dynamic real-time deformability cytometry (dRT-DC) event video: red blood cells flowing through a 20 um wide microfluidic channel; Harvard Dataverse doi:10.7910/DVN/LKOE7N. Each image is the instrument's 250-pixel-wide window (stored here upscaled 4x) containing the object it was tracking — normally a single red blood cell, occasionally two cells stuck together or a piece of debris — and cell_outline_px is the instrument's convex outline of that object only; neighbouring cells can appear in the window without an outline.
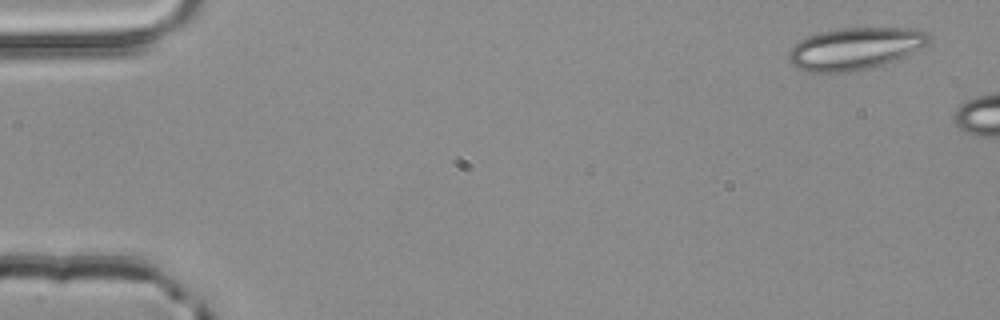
{"species": "common noctule bat (a hibernating species)", "species_latin": "Nyctalus noctula", "temperature_condition": "room temperature", "stored_images_in_passage": 3, "camera_frame_rate_fps": 3000, "um_per_image_px": 0.085, "animal": {"sex": "male", "body_mass_g": 20.4}, "frame": {"image": 1, "passage_image": 1, "time_ms": 0.0, "image_size_px": [1000, 320], "cell_outline_px": [[932, 36], [928, 48], [884, 64], [868, 68], [848, 72], [808, 72], [792, 64], [788, 60], [788, 52], [800, 40], [808, 36], [820, 32], [840, 28], [916, 28], [928, 32]], "centroid_in_image_um": [72.78, 4.12], "position_along_channel_um": 12.2, "area_um2": 34.8}}